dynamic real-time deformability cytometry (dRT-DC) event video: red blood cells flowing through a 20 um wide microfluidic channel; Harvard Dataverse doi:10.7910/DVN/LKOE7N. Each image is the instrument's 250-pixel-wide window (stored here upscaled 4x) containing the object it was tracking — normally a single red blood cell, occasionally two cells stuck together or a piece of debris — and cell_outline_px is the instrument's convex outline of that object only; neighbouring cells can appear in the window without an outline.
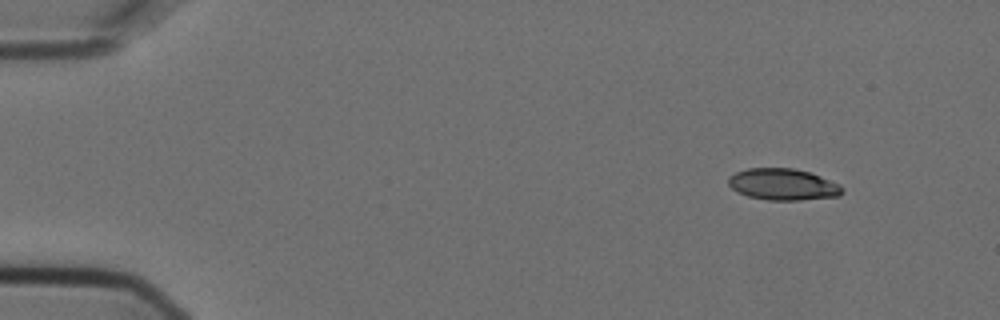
{"species": "Egyptian fruit bat (a non-hibernating species)", "species_latin": "Rousettus aegyptiacus", "temperature_condition": "cold", "stored_images_in_passage": 5, "camera_frame_rate_fps": 3000, "um_per_image_px": 0.085, "animal": {"sex": "female"}, "frame": {"image": 1, "passage_image": 1, "time_ms": 0.0, "image_size_px": [1000, 320], "cell_outline_px": [[844, 192], [840, 196], [800, 200], [768, 200], [748, 196], [736, 192], [728, 184], [728, 176], [736, 172], [748, 168], [792, 168], [808, 172], [820, 176], [840, 184], [844, 188]], "centroid_in_image_um": [66.56, 15.68], "position_along_channel_um": 18.4, "area_um2": 21.04}}
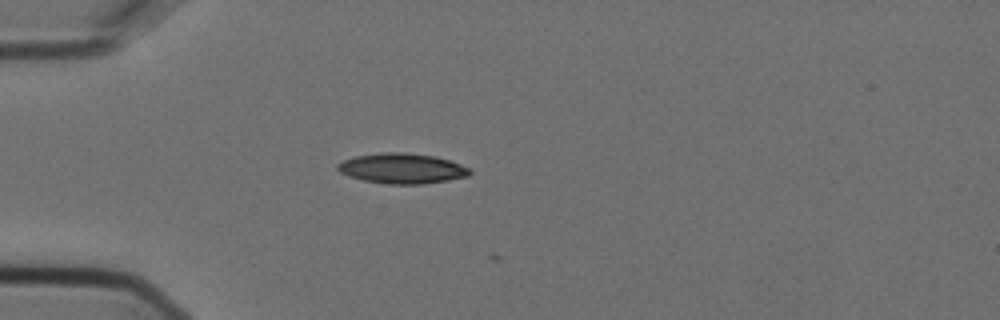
{"frame": {"image": 2, "passage_image": 4, "time_ms": 1.0, "image_size_px": [1000, 320], "cell_outline_px": [[472, 172], [468, 176], [448, 180], [420, 184], [388, 184], [364, 180], [348, 176], [340, 172], [336, 168], [336, 164], [344, 160], [356, 156], [380, 152], [404, 152], [432, 156], [448, 160], [460, 164], [468, 168]], "centroid_in_image_um": [34.14, 14.31], "position_along_channel_um": 50.9, "area_um2": 23.12}}